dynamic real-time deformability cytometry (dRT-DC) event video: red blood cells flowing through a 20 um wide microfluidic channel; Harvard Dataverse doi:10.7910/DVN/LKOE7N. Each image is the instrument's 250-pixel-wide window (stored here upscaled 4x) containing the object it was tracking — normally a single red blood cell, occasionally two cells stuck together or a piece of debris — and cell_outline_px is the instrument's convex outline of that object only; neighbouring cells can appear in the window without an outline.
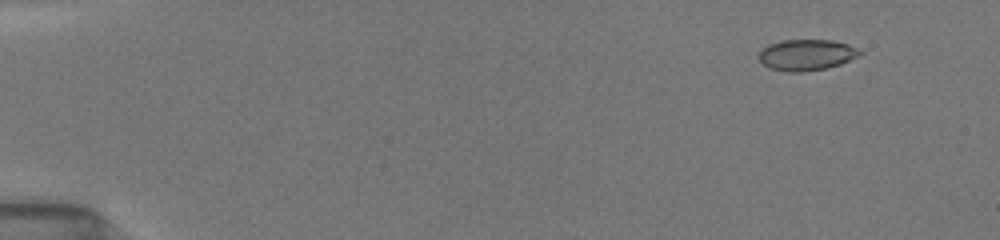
{"species": "common noctule bat (a hibernating species)", "species_latin": "Nyctalus noctula", "temperature_condition": "room temperature", "stored_images_in_passage": 52, "camera_frame_rate_fps": 3000, "um_per_image_px": 0.085, "animal": {"sex": "female", "body_mass_g": 19.5, "forearm_length_mm": 54.1}, "frame": {"image": 1, "passage_image": 4, "time_ms": 1.0, "image_size_px": [1000, 240], "cell_outline_px": [[864, 52], [860, 56], [840, 64], [828, 68], [804, 72], [788, 72], [768, 68], [760, 64], [756, 56], [768, 44], [784, 40], [832, 40], [848, 44], [860, 48]], "centroid_in_image_um": [68.56, 4.67], "position_along_channel_um": 16.4, "area_um2": 18.73}}
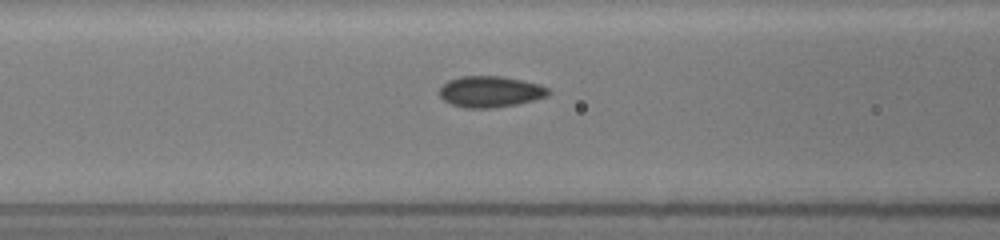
{"frame": {"image": 2, "passage_image": 22, "time_ms": 7.0, "image_size_px": [1000, 240], "cell_outline_px": [[552, 92], [548, 96], [516, 104], [496, 108], [464, 108], [452, 104], [444, 100], [440, 96], [440, 88], [448, 80], [460, 76], [504, 76], [540, 84], [548, 88]], "centroid_in_image_um": [41.69, 7.79], "position_along_channel_um": 124.9, "area_um2": 19.88}}
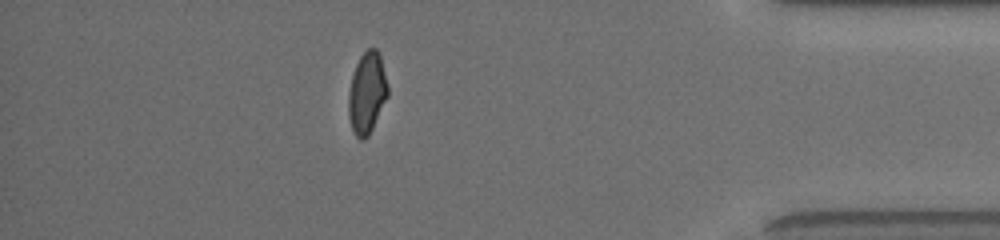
{"frame": {"image": 3, "passage_image": 46, "time_ms": 15.0, "image_size_px": [1000, 240], "cell_outline_px": [[388, 96], [368, 136], [364, 140], [360, 140], [356, 136], [352, 128], [348, 116], [348, 92], [352, 76], [356, 64], [360, 56], [368, 48], [376, 48], [380, 52], [388, 84]], "centroid_in_image_um": [31.2, 7.87], "position_along_channel_um": 404.0, "area_um2": 18.79}, "authors_computed_cell_mechanics": {"area_um2": 19.0451, "velocity_mm_per_s": 3.9281, "shape_relaxation_time_tau1_ms": 6.0492, "shape_relaxation_time_tau2_ms": 1.0139, "deformation_change_tau1": 0.1538, "deformation_change_tau2": 0.0482}}